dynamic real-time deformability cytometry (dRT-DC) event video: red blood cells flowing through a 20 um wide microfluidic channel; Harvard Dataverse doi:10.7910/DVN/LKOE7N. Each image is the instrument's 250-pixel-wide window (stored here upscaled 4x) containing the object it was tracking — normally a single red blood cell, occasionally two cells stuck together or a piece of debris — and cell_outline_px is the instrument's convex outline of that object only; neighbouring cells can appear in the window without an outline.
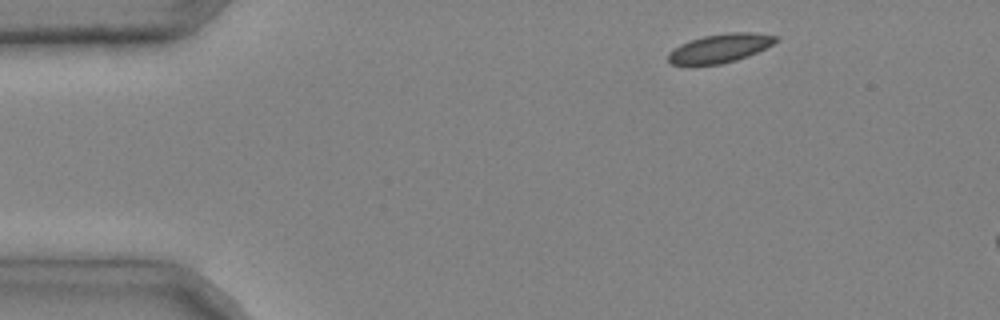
{"species": "common noctule bat (a hibernating species)", "species_latin": "Nyctalus noctula", "temperature_condition": "cold", "stored_images_in_passage": 3, "camera_frame_rate_fps": 3000, "um_per_image_px": 0.085, "animal": {"sex": "male", "body_mass_g": 20.4}, "frame": {"image": 1, "passage_image": 1, "time_ms": 0.0, "image_size_px": [1000, 320], "cell_outline_px": [[780, 40], [748, 56], [736, 60], [720, 64], [668, 64], [668, 52], [680, 44], [704, 36], [728, 32], [756, 32], [780, 36]], "centroid_in_image_um": [61.24, 4.08], "position_along_channel_um": 23.8, "area_um2": 17.98}}